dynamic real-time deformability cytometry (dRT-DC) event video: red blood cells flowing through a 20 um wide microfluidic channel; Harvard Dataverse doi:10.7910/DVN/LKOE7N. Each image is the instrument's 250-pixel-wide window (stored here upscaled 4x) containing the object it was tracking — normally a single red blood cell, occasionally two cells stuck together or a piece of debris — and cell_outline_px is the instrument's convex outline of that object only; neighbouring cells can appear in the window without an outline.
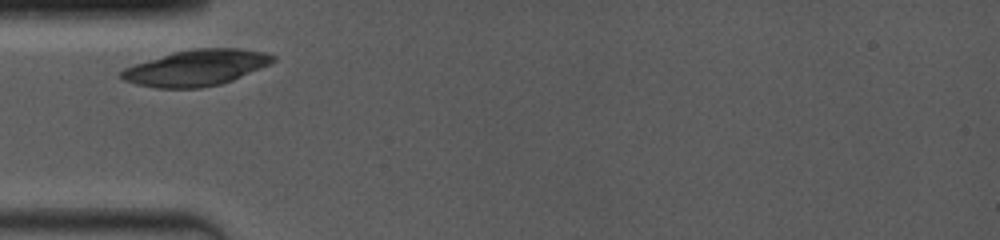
{"species": "common noctule bat (a hibernating species)", "species_latin": "Nyctalus noctula", "temperature_condition": "room temperature", "stored_images_in_passage": 5, "camera_frame_rate_fps": 4000, "um_per_image_px": 0.085, "animal": {"sex": "female", "body_mass_g": 19.0, "forearm_length_mm": 53.3}, "frame": {"image": 1, "passage_image": 1, "time_ms": 0.0, "image_size_px": [1000, 240], "cell_outline_px": [[276, 60], [260, 68], [232, 80], [220, 84], [200, 88], [156, 88], [136, 84], [124, 80], [120, 76], [120, 72], [124, 68], [172, 52], [192, 48], [240, 48], [264, 52], [276, 56]], "centroid_in_image_um": [16.68, 5.76], "position_along_channel_um": 68.3, "area_um2": 31.62}}
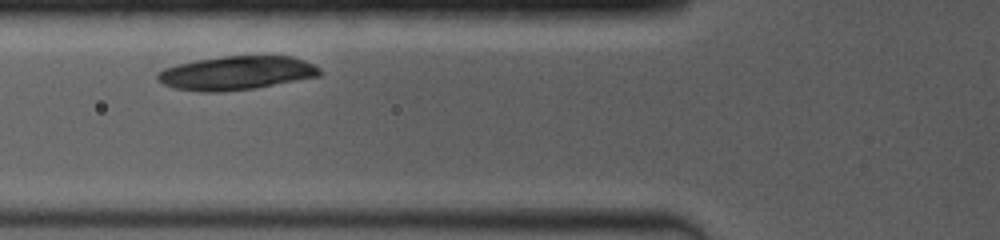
{"frame": {"image": 2, "passage_image": 3, "time_ms": 1.0, "image_size_px": [1000, 240], "cell_outline_px": [[324, 72], [320, 76], [256, 88], [220, 92], [200, 92], [176, 88], [164, 84], [156, 76], [156, 72], [164, 68], [176, 64], [196, 60], [224, 56], [292, 56], [304, 60], [320, 68]], "centroid_in_image_um": [20.11, 6.2], "position_along_channel_um": 105.7, "area_um2": 32.02}}